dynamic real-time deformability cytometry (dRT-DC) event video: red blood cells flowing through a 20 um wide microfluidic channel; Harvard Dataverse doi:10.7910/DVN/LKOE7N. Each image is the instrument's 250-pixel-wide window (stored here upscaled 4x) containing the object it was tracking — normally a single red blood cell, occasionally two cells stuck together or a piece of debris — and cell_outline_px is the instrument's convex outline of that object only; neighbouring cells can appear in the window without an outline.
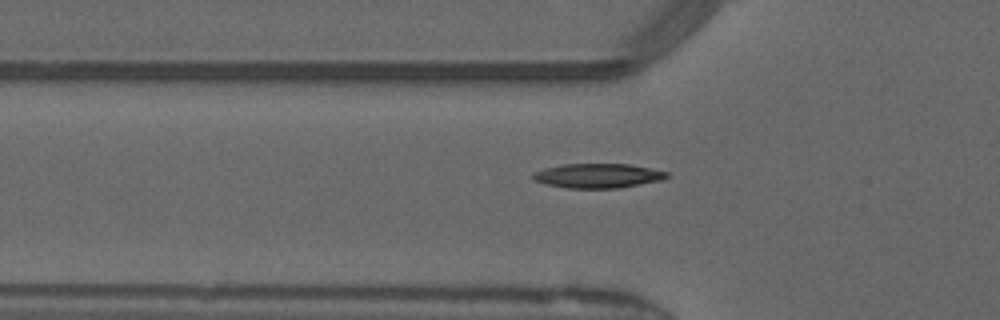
{"species": "common noctule bat (a hibernating species)", "species_latin": "Nyctalus noctula", "temperature_condition": "warm", "stored_images_in_passage": 29, "camera_frame_rate_fps": 3000, "um_per_image_px": 0.085, "animal": {"sex": "male", "forearm_length_mm": 52.5}, "frame": {"image": 1, "passage_image": 2, "time_ms": 0.333, "image_size_px": [1000, 320], "cell_outline_px": [[668, 176], [660, 180], [620, 188], [568, 188], [548, 184], [536, 180], [532, 176], [532, 172], [544, 168], [564, 164], [628, 164], [668, 172]], "centroid_in_image_um": [50.8, 14.93], "position_along_channel_um": 75.0, "area_um2": 18.79}}
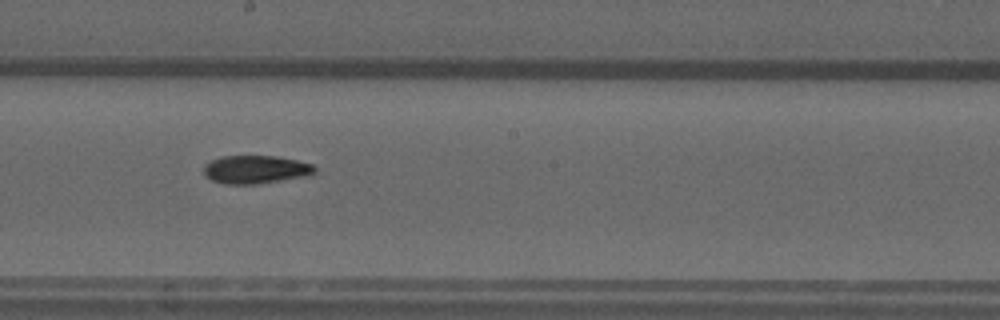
{"frame": {"image": 2, "passage_image": 13, "time_ms": 4.0, "image_size_px": [1000, 320], "cell_outline_px": [[316, 172], [308, 176], [260, 184], [224, 184], [212, 180], [204, 172], [204, 164], [220, 156], [276, 156], [296, 160], [312, 164], [316, 168]], "centroid_in_image_um": [21.75, 14.41], "position_along_channel_um": 226.4, "area_um2": 18.32}}
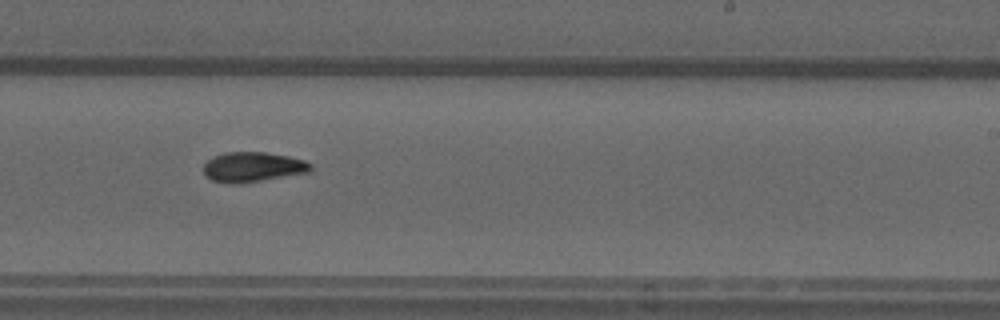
{"frame": {"image": 3, "passage_image": 16, "time_ms": 5.0, "image_size_px": [1000, 320], "cell_outline_px": [[312, 168], [308, 172], [236, 184], [228, 184], [212, 180], [204, 172], [204, 164], [212, 156], [224, 152], [264, 152], [288, 156], [304, 160], [312, 164]], "centroid_in_image_um": [21.46, 14.18], "position_along_channel_um": 267.5, "area_um2": 18.5}, "authors_computed_cell_mechanics": {"area_um2": 18.3226, "velocity_mm_per_s": 4.1213, "shape_relaxation_time_tau1_ms": 5.7843, "shape_relaxation_time_tau2_ms": null, "deformation_change_tau1": 0.1697, "deformation_change_tau2": null}}